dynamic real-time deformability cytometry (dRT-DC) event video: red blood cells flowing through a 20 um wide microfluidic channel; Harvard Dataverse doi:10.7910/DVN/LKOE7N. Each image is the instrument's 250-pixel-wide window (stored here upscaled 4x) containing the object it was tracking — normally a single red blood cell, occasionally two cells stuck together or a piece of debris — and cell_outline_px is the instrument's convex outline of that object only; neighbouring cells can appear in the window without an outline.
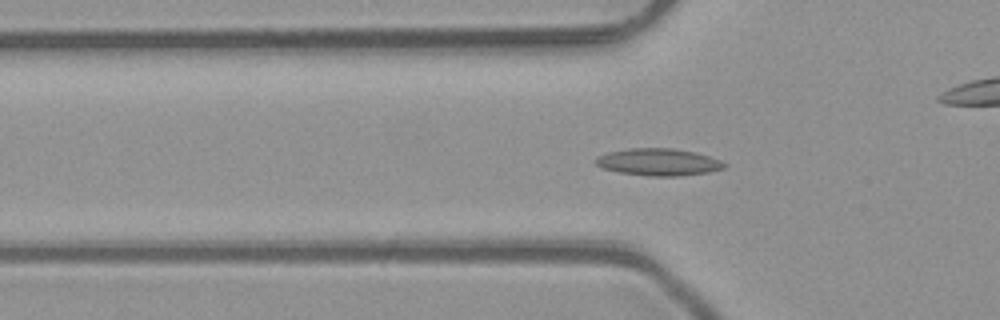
{"species": "common noctule bat (a hibernating species)", "species_latin": "Nyctalus noctula", "temperature_condition": "room temperature", "stored_images_in_passage": 43, "camera_frame_rate_fps": 3000, "um_per_image_px": 0.085, "animal": {"sex": "male", "body_mass_g": 23.1, "forearm_length_mm": 52.7}, "frame": {"image": 1, "passage_image": 8, "time_ms": 2.333, "image_size_px": [1000, 320], "cell_outline_px": [[728, 164], [724, 168], [708, 172], [680, 176], [648, 176], [620, 172], [604, 168], [596, 164], [596, 156], [608, 152], [628, 148], [672, 148], [692, 152], [708, 156], [720, 160]], "centroid_in_image_um": [55.97, 13.77], "position_along_channel_um": 69.8, "area_um2": 20.17}}
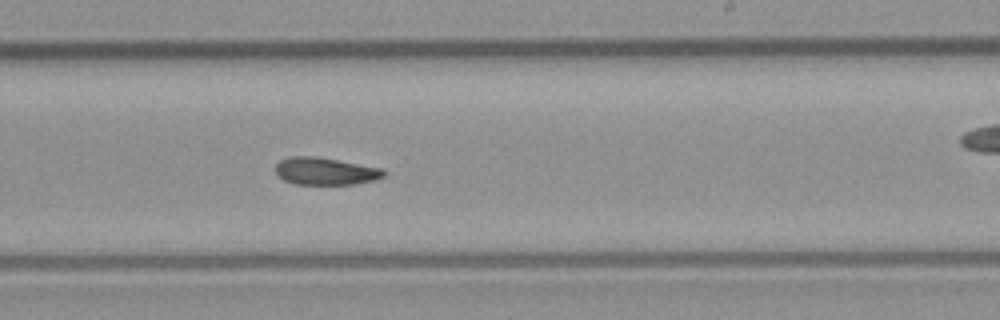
{"frame": {"image": 2, "passage_image": 22, "time_ms": 7.0, "image_size_px": [1000, 320], "cell_outline_px": [[388, 172], [384, 176], [376, 180], [356, 184], [296, 184], [284, 180], [276, 172], [276, 164], [280, 160], [288, 156], [312, 156], [384, 168]], "centroid_in_image_um": [27.7, 14.55], "position_along_channel_um": 261.3, "area_um2": 17.28}}
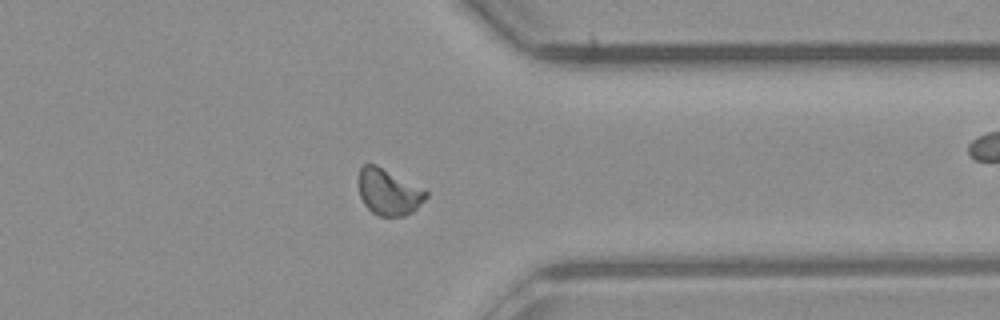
{"frame": {"image": 3, "passage_image": 31, "time_ms": 10.0, "image_size_px": [1000, 320], "cell_outline_px": [[428, 196], [412, 212], [404, 216], [380, 216], [372, 212], [364, 204], [360, 196], [360, 168], [364, 164], [376, 164], [428, 192]], "centroid_in_image_um": [33.03, 16.34], "position_along_channel_um": 378.4, "area_um2": 17.69}, "authors_computed_cell_mechanics": {"area_um2": 17.7446, "velocity_mm_per_s": 4.0842, "shape_relaxation_time_tau1_ms": null, "shape_relaxation_time_tau2_ms": 8.9326, "deformation_change_tau1": null, "deformation_change_tau2": 0.1354}}